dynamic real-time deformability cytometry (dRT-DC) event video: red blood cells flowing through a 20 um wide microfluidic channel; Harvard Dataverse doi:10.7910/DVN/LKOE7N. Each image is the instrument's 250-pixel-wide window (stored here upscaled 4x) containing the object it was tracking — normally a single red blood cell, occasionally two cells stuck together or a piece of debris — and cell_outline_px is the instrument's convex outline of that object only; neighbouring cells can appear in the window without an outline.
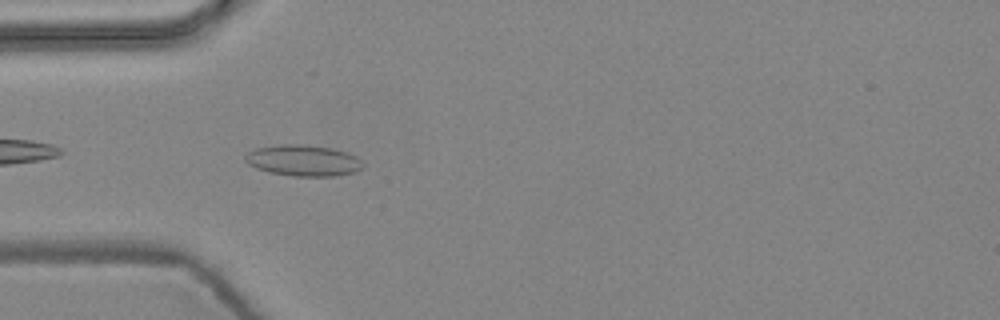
{"species": "common noctule bat (a hibernating species)", "species_latin": "Nyctalus noctula", "temperature_condition": "warm", "stored_images_in_passage": 5, "camera_frame_rate_fps": 3000, "um_per_image_px": 0.085, "animal": {"sex": "female", "body_mass_g": 24.6, "forearm_length_mm": 56.2}, "frame": {"image": 1, "passage_image": 5, "time_ms": 1.333, "image_size_px": [1000, 320], "cell_outline_px": [[364, 168], [356, 172], [336, 176], [292, 176], [268, 172], [256, 168], [248, 164], [244, 160], [244, 156], [248, 152], [256, 148], [280, 144], [300, 144], [332, 148], [348, 152], [356, 156], [364, 164]], "centroid_in_image_um": [25.79, 13.65], "position_along_channel_um": 59.2, "area_um2": 21.62}}